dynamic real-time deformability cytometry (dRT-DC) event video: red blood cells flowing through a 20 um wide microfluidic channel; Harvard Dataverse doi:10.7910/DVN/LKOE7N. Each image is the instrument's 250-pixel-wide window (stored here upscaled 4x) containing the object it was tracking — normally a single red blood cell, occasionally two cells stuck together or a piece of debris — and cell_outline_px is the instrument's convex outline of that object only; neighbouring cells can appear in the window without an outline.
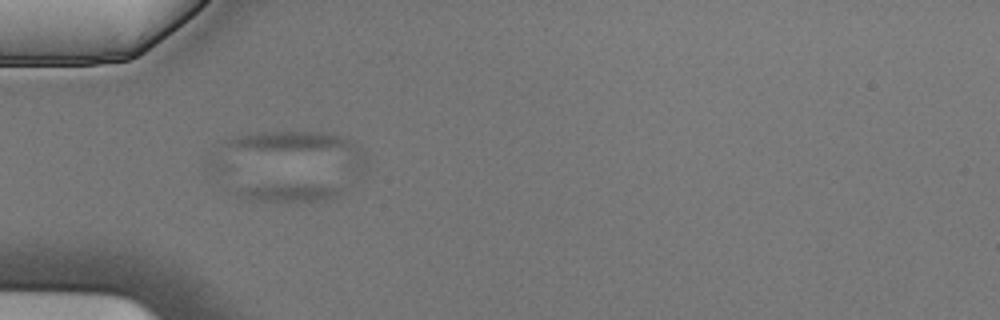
{"species": "Egyptian fruit bat (a non-hibernating species)", "species_latin": "Rousettus aegyptiacus", "temperature_condition": "cold", "stored_images_in_passage": 7, "segment_of_instrument_passage": [2, 2], "camera_frame_rate_fps": 3000, "um_per_image_px": 0.085, "animal": {"sex": "male"}, "frame": {"image": 1, "passage_image": 4, "time_ms": 1.0, "image_size_px": [1000, 320], "cell_outline_px": [[344, 192], [340, 196], [324, 200], [252, 200], [240, 196], [236, 192], [240, 188], [264, 184], [312, 184], [340, 188]], "centroid_in_image_um": [24.62, 16.34], "position_along_channel_um": 60.4, "area_um2": 10.64}}